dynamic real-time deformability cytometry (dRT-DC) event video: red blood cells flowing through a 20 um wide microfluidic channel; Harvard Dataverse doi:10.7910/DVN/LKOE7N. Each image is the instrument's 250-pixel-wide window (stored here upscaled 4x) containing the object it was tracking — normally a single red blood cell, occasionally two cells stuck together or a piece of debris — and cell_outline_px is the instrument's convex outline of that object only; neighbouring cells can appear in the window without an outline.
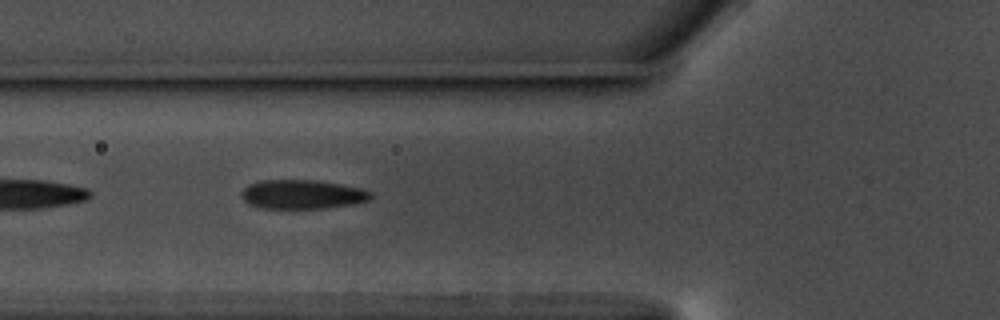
{"species": "common noctule bat (a hibernating species)", "species_latin": "Nyctalus noctula", "temperature_condition": "warm", "stored_images_in_passage": 10, "camera_frame_rate_fps": 3000, "um_per_image_px": 0.085, "animal": {"sex": "male", "body_mass_g": 17.5, "forearm_length_mm": 52.3}, "frame": {"image": 1, "passage_image": 5, "time_ms": 1.333, "image_size_px": [1000, 320], "cell_outline_px": [[372, 196], [368, 200], [352, 204], [324, 208], [260, 208], [248, 204], [240, 196], [240, 192], [248, 184], [260, 180], [316, 180], [340, 184], [360, 188], [372, 192]], "centroid_in_image_um": [25.64, 16.51], "position_along_channel_um": 100.2, "area_um2": 21.96}}